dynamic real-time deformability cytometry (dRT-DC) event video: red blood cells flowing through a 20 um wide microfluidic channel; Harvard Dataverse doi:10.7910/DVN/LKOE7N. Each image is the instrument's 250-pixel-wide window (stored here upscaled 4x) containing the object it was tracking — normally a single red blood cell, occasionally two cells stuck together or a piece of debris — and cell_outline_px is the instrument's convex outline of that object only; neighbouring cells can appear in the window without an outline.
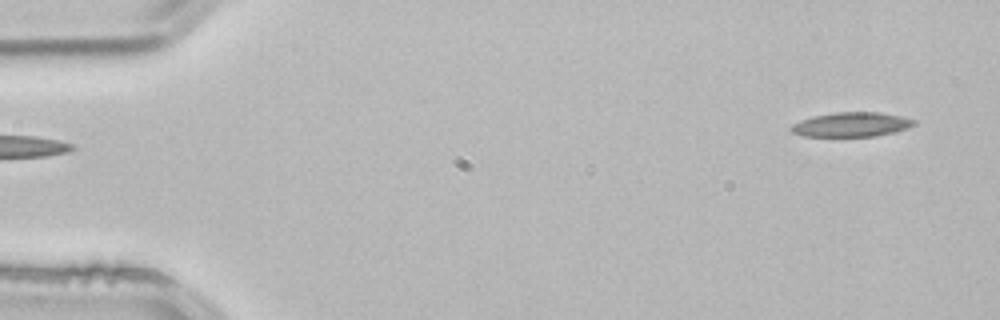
{"species": "common noctule bat (a hibernating species)", "species_latin": "Nyctalus noctula", "temperature_condition": "room temperature", "stored_images_in_passage": 4, "camera_frame_rate_fps": 3000, "um_per_image_px": 0.085, "animal": {"sex": "male", "body_mass_g": 21.5, "forearm_length_mm": 52.0}, "frame": {"image": 1, "passage_image": 4, "time_ms": 1.0, "image_size_px": [1000, 320], "cell_outline_px": [[916, 124], [908, 128], [896, 132], [876, 136], [800, 136], [792, 132], [788, 128], [792, 124], [800, 120], [812, 116], [836, 112], [880, 112], [900, 116], [916, 120]], "centroid_in_image_um": [72.36, 10.58], "position_along_channel_um": 12.6, "area_um2": 17.69}}